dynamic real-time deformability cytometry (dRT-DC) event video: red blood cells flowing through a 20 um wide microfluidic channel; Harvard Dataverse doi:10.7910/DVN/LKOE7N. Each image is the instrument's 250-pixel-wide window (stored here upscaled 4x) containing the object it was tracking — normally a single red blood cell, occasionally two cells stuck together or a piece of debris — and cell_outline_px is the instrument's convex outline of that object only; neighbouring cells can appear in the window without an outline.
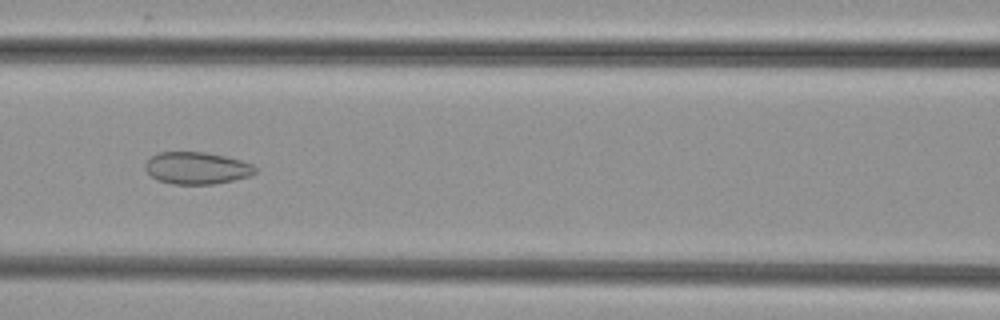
{"species": "common noctule bat (a hibernating species)", "species_latin": "Nyctalus noctula", "temperature_condition": "cold", "stored_images_in_passage": 51, "camera_frame_rate_fps": 3000, "um_per_image_px": 0.085, "animal": {"sex": "female", "body_mass_g": 29.2, "forearm_length_mm": 56.3}, "frame": {"image": 1, "passage_image": 23, "time_ms": 7.333, "image_size_px": [1000, 320], "cell_outline_px": [[256, 172], [248, 176], [232, 180], [212, 184], [172, 184], [156, 180], [144, 168], [144, 164], [152, 156], [160, 152], [204, 152], [224, 156], [240, 160], [252, 164], [256, 168]], "centroid_in_image_um": [16.7, 14.29], "position_along_channel_um": 149.9, "area_um2": 20.4}}
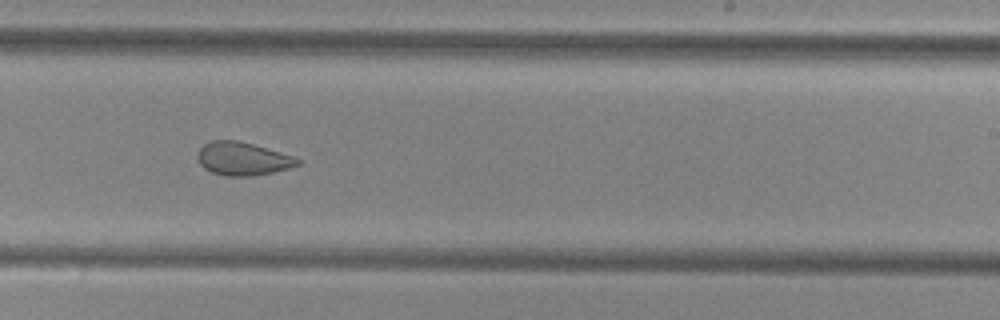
{"frame": {"image": 2, "passage_image": 32, "time_ms": 10.333, "image_size_px": [1000, 320], "cell_outline_px": [[304, 160], [300, 164], [288, 168], [272, 172], [252, 176], [228, 176], [212, 172], [204, 168], [200, 164], [196, 156], [196, 152], [204, 144], [212, 140], [236, 140], [252, 144], [280, 152]], "centroid_in_image_um": [20.61, 13.49], "position_along_channel_um": 268.4, "area_um2": 19.31}}
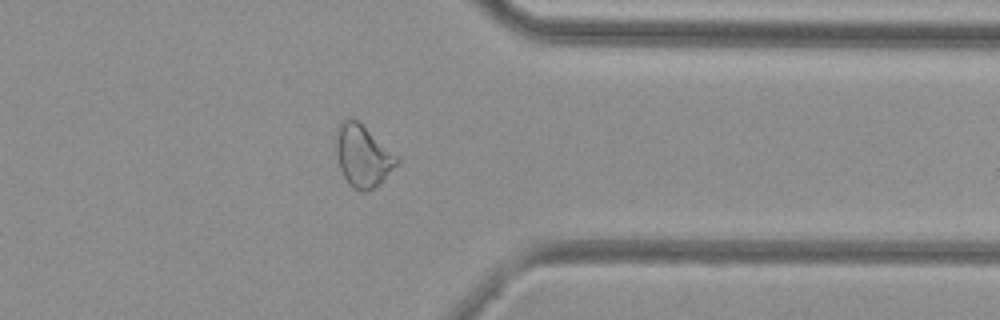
{"frame": {"image": 3, "passage_image": 41, "time_ms": 13.333, "image_size_px": [1000, 320], "cell_outline_px": [[400, 164], [380, 184], [368, 192], [360, 192], [352, 188], [348, 184], [340, 168], [336, 152], [336, 140], [340, 124], [348, 116], [352, 116], [400, 156]], "centroid_in_image_um": [30.9, 13.28], "position_along_channel_um": 380.5, "area_um2": 22.43}}